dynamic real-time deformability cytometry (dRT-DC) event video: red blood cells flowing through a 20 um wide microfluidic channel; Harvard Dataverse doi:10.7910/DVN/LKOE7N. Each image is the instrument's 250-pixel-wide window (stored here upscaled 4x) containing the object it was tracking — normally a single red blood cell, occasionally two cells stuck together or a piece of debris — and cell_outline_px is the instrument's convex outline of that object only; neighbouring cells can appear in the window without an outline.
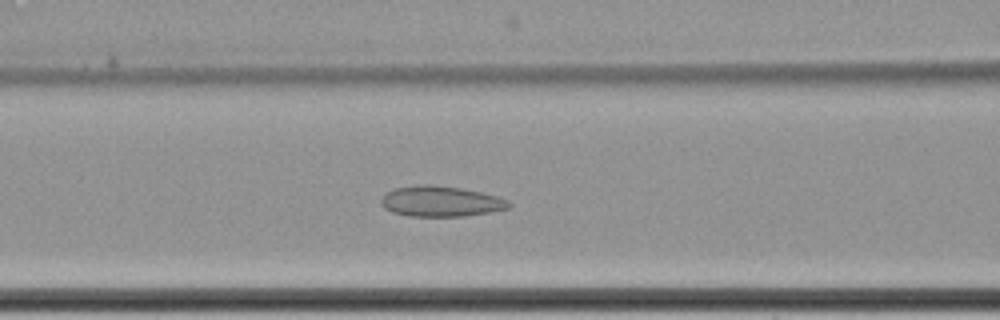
{"species": "common noctule bat (a hibernating species)", "species_latin": "Nyctalus noctula", "temperature_condition": "cold", "stored_images_in_passage": 67, "camera_frame_rate_fps": 3000, "um_per_image_px": 0.085, "animal": {"sex": "female", "body_mass_g": 22.7, "forearm_length_mm": 54.2}, "frame": {"image": 1, "passage_image": 33, "time_ms": 10.667, "image_size_px": [1000, 320], "cell_outline_px": [[512, 204], [508, 208], [492, 212], [464, 216], [408, 216], [392, 212], [384, 208], [380, 204], [380, 200], [384, 192], [396, 188], [424, 184], [428, 184], [460, 188], [480, 192], [496, 196], [508, 200]], "centroid_in_image_um": [37.43, 17.12], "position_along_channel_um": 129.2, "area_um2": 22.77}}
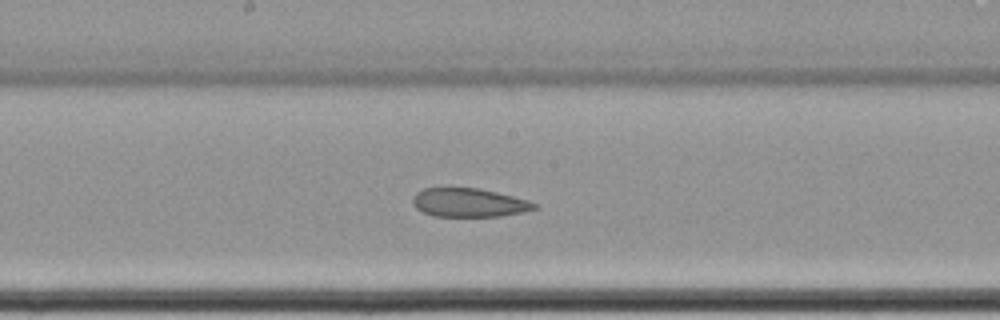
{"frame": {"image": 2, "passage_image": 40, "time_ms": 13.0, "image_size_px": [1000, 320], "cell_outline_px": [[540, 208], [500, 216], [432, 216], [416, 208], [412, 204], [412, 200], [416, 192], [424, 188], [480, 188], [528, 200], [540, 204]], "centroid_in_image_um": [39.88, 17.22], "position_along_channel_um": 208.3, "area_um2": 20.35}}
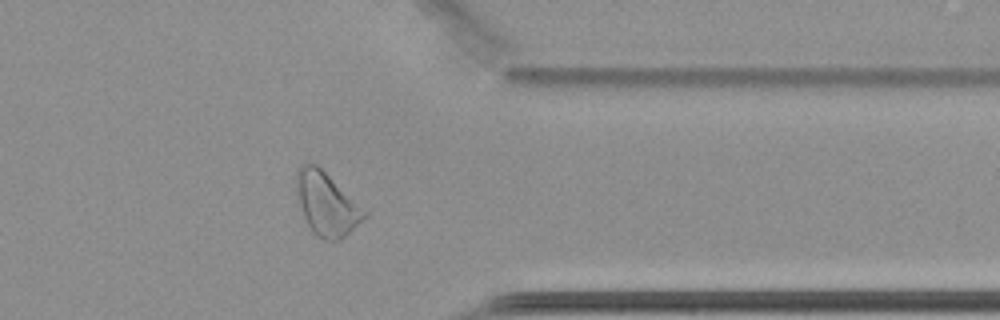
{"frame": {"image": 3, "passage_image": 56, "time_ms": 18.333, "image_size_px": [1000, 320], "cell_outline_px": [[368, 216], [340, 240], [324, 240], [316, 236], [312, 232], [304, 216], [300, 204], [296, 188], [296, 172], [300, 164], [316, 164], [368, 208]], "centroid_in_image_um": [27.82, 17.33], "position_along_channel_um": 383.6, "area_um2": 25.37}, "authors_computed_cell_mechanics": {"area_um2": 27.2816, "velocity_mm_per_s": 3.402, "shape_relaxation_time_tau1_ms": null, "shape_relaxation_time_tau2_ms": 4.8088, "deformation_change_tau1": null, "deformation_change_tau2": 0.1145}}